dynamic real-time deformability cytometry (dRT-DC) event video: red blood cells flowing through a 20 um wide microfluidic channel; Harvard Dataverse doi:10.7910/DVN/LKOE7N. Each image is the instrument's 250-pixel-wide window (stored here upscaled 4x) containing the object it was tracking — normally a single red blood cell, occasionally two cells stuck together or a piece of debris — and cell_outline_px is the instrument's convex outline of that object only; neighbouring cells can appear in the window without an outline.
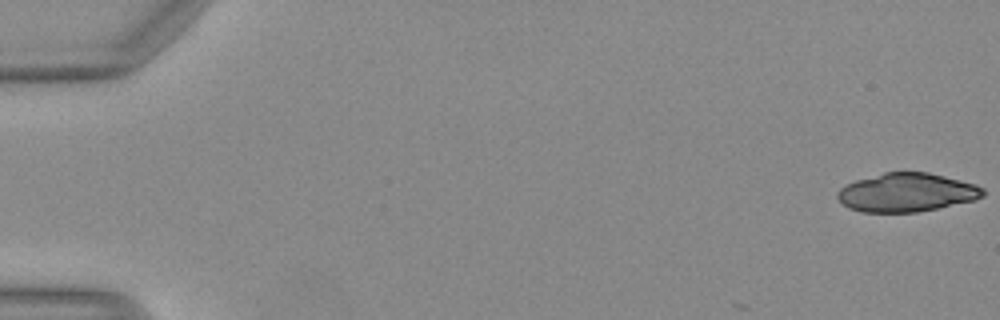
{"species": "Egyptian fruit bat (a non-hibernating species)", "species_latin": "Rousettus aegyptiacus", "temperature_condition": "warm", "stored_images_in_passage": 12, "camera_frame_rate_fps": 3000, "um_per_image_px": 0.085, "animal": {"sex": "female"}, "frame": {"image": 1, "passage_image": 1, "time_ms": 0.0, "image_size_px": [1000, 320], "cell_outline_px": [[984, 196], [976, 200], [916, 212], [860, 212], [848, 208], [836, 196], [836, 192], [840, 188], [856, 180], [884, 172], [928, 172], [976, 184], [984, 188]], "centroid_in_image_um": [77.07, 16.36], "position_along_channel_um": 7.9, "area_um2": 32.71}}